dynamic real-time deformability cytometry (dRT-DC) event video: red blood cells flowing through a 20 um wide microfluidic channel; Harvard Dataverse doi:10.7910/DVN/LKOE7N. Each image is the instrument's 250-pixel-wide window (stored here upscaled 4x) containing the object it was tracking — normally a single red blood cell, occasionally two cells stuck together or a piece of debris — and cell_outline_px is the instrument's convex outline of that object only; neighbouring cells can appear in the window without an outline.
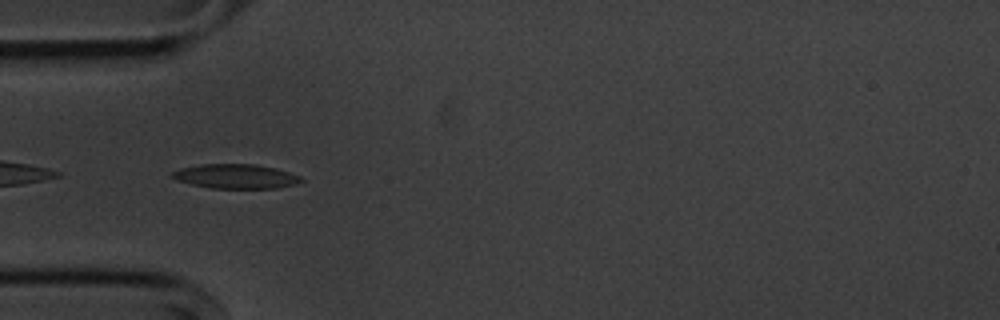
{"species": "common noctule bat (a hibernating species)", "species_latin": "Nyctalus noctula", "temperature_condition": "cold", "stored_images_in_passage": 41, "camera_frame_rate_fps": 3000, "um_per_image_px": 0.085, "animal": {"sex": "male", "body_mass_g": 20.1, "forearm_length_mm": 53.5}, "frame": {"image": 1, "passage_image": 3, "time_ms": 0.667, "image_size_px": [1000, 320], "cell_outline_px": [[304, 180], [296, 184], [276, 188], [212, 188], [192, 184], [176, 180], [172, 176], [172, 172], [180, 168], [200, 164], [256, 164], [276, 168], [300, 176]], "centroid_in_image_um": [20.05, 14.98], "position_along_channel_um": 65.0, "area_um2": 18.26}}
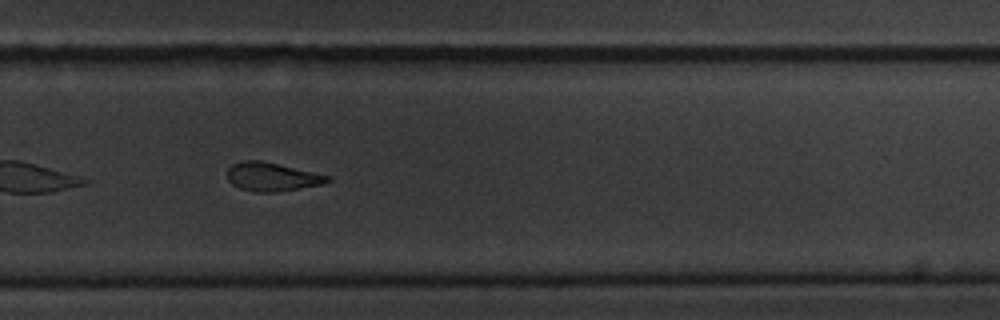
{"frame": {"image": 2, "passage_image": 23, "time_ms": 7.333, "image_size_px": [1000, 320], "cell_outline_px": [[332, 180], [320, 184], [276, 192], [256, 192], [240, 188], [232, 184], [228, 180], [228, 168], [232, 164], [244, 160], [260, 160], [332, 176]], "centroid_in_image_um": [23.11, 15.02], "position_along_channel_um": 306.7, "area_um2": 16.53}}
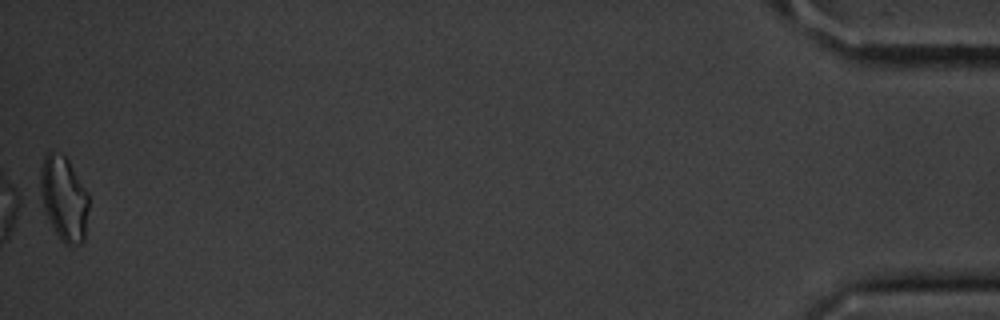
{"frame": {"image": 3, "passage_image": 41, "time_ms": 13.333, "image_size_px": [1000, 320], "cell_outline_px": [[88, 208], [84, 240], [80, 244], [72, 248], [64, 244], [60, 240], [44, 208], [40, 192], [40, 168], [44, 156], [48, 152], [52, 152], [64, 156], [68, 160], [88, 192]], "centroid_in_image_um": [5.44, 16.9], "position_along_channel_um": 429.8, "area_um2": 23.7}, "authors_computed_cell_mechanics": {"area_um2": 18.207, "velocity_mm_per_s": 3.6211, "shape_relaxation_time_tau1_ms": 3.0961, "shape_relaxation_time_tau2_ms": 2.359, "deformation_change_tau1": 0.1299, "deformation_change_tau2": 0.09}}